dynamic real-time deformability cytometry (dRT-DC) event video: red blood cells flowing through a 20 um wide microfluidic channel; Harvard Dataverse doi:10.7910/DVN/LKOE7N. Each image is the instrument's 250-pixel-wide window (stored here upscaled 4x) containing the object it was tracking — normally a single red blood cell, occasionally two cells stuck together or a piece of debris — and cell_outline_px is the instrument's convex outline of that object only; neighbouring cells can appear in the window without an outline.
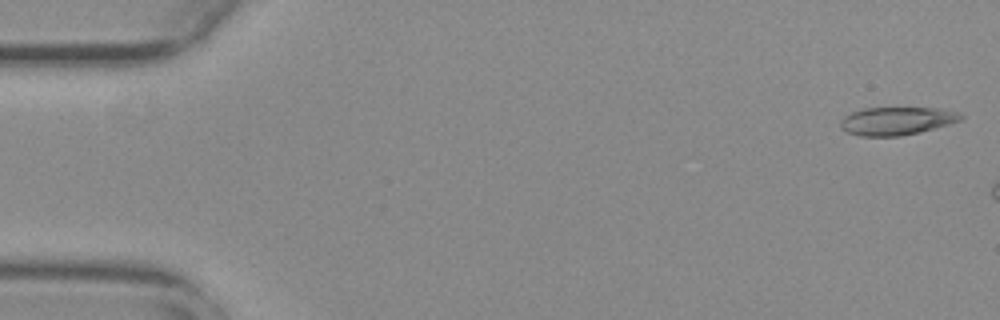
{"species": "common noctule bat (a hibernating species)", "species_latin": "Nyctalus noctula", "temperature_condition": "warm", "stored_images_in_passage": 7, "camera_frame_rate_fps": 3000, "um_per_image_px": 0.085, "animal": {"sex": "female", "body_mass_g": 29.2, "forearm_length_mm": 56.3}, "frame": {"image": 1, "passage_image": 1, "time_ms": 0.0, "image_size_px": [1000, 320], "cell_outline_px": [[964, 120], [920, 132], [900, 136], [860, 136], [848, 132], [840, 128], [840, 120], [844, 116], [852, 112], [864, 108], [940, 108], [960, 112], [964, 116]], "centroid_in_image_um": [76.26, 10.27], "position_along_channel_um": 8.7, "area_um2": 19.83}}